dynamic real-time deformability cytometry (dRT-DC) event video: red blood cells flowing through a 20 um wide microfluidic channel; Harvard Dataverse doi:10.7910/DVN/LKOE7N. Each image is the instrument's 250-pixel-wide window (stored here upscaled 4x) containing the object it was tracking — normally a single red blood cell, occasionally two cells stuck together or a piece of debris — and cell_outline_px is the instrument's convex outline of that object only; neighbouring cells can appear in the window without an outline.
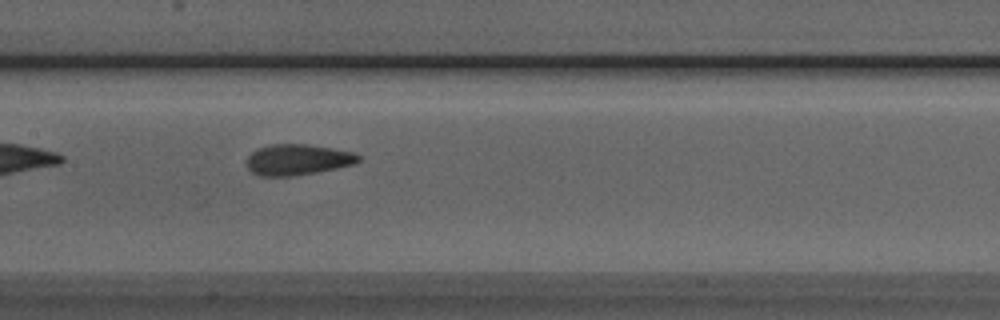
{"species": "Egyptian fruit bat (a non-hibernating species)", "species_latin": "Rousettus aegyptiacus", "temperature_condition": "room temperature", "stored_images_in_passage": 37, "camera_frame_rate_fps": 3000, "um_per_image_px": 0.085, "animal": {"sex": "male"}, "frame": {"image": 1, "passage_image": 10, "time_ms": 3.0, "image_size_px": [1000, 320], "cell_outline_px": [[360, 160], [352, 164], [336, 168], [316, 172], [292, 176], [260, 176], [252, 172], [248, 168], [248, 156], [256, 148], [272, 144], [308, 144], [352, 152], [360, 156]], "centroid_in_image_um": [25.27, 13.57], "position_along_channel_um": 182.1, "area_um2": 19.88}}
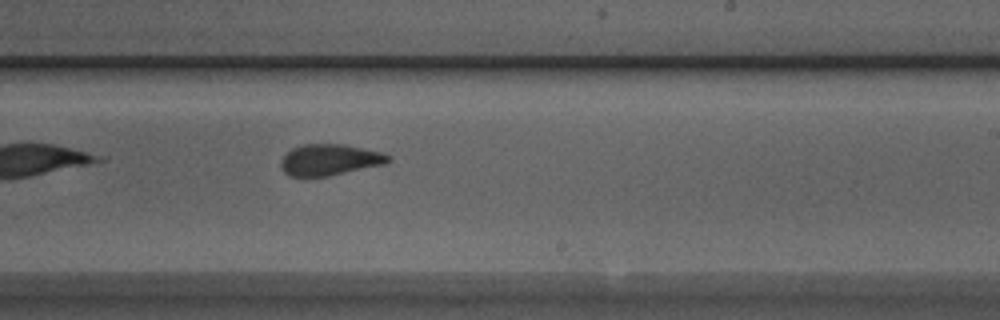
{"frame": {"image": 2, "passage_image": 16, "time_ms": 5.0, "image_size_px": [1000, 320], "cell_outline_px": [[392, 160], [384, 164], [328, 176], [288, 176], [284, 172], [280, 164], [280, 160], [292, 148], [304, 144], [344, 144], [384, 152], [392, 156]], "centroid_in_image_um": [28.05, 13.57], "position_along_channel_um": 260.9, "area_um2": 19.59}}
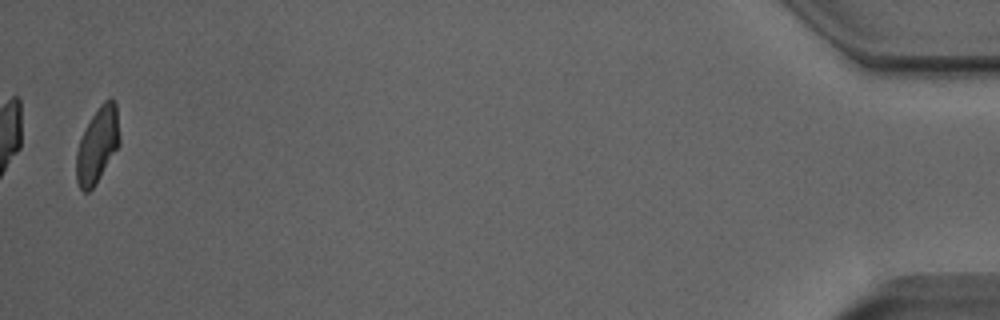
{"frame": {"image": 3, "passage_image": 36, "time_ms": 11.667, "image_size_px": [1000, 320], "cell_outline_px": [[120, 144], [92, 188], [88, 192], [84, 192], [80, 188], [76, 180], [76, 152], [80, 140], [92, 116], [100, 104], [104, 100], [112, 96], [116, 104], [120, 136]], "centroid_in_image_um": [8.29, 12.29], "position_along_channel_um": 426.9, "area_um2": 18.79}, "authors_computed_cell_mechanics": {"area_um2": 20.0566, "velocity_mm_per_s": 3.963, "shape_relaxation_time_tau1_ms": null, "shape_relaxation_time_tau2_ms": 1.029, "deformation_change_tau1": null, "deformation_change_tau2": 0.0661}}